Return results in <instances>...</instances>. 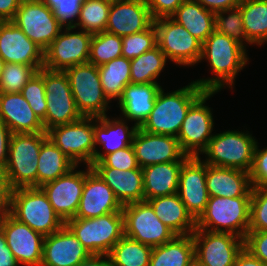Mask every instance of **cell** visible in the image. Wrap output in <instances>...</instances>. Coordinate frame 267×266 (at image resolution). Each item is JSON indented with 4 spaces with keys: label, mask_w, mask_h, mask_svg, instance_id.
I'll use <instances>...</instances> for the list:
<instances>
[{
    "label": "cell",
    "mask_w": 267,
    "mask_h": 266,
    "mask_svg": "<svg viewBox=\"0 0 267 266\" xmlns=\"http://www.w3.org/2000/svg\"><path fill=\"white\" fill-rule=\"evenodd\" d=\"M249 175L252 188L267 187V148L260 150L256 144Z\"/></svg>",
    "instance_id": "c3c4849f"
},
{
    "label": "cell",
    "mask_w": 267,
    "mask_h": 266,
    "mask_svg": "<svg viewBox=\"0 0 267 266\" xmlns=\"http://www.w3.org/2000/svg\"><path fill=\"white\" fill-rule=\"evenodd\" d=\"M47 137V132L12 134L8 162L0 173L11 190L37 187L38 156Z\"/></svg>",
    "instance_id": "3957f363"
},
{
    "label": "cell",
    "mask_w": 267,
    "mask_h": 266,
    "mask_svg": "<svg viewBox=\"0 0 267 266\" xmlns=\"http://www.w3.org/2000/svg\"><path fill=\"white\" fill-rule=\"evenodd\" d=\"M183 162L159 163L142 168L144 201L177 193Z\"/></svg>",
    "instance_id": "f546056e"
},
{
    "label": "cell",
    "mask_w": 267,
    "mask_h": 266,
    "mask_svg": "<svg viewBox=\"0 0 267 266\" xmlns=\"http://www.w3.org/2000/svg\"><path fill=\"white\" fill-rule=\"evenodd\" d=\"M4 65H5V62H4V60L0 57V76L2 75Z\"/></svg>",
    "instance_id": "94428289"
},
{
    "label": "cell",
    "mask_w": 267,
    "mask_h": 266,
    "mask_svg": "<svg viewBox=\"0 0 267 266\" xmlns=\"http://www.w3.org/2000/svg\"><path fill=\"white\" fill-rule=\"evenodd\" d=\"M0 266H18L10 248L7 246V241L4 233L0 229Z\"/></svg>",
    "instance_id": "11a10c76"
},
{
    "label": "cell",
    "mask_w": 267,
    "mask_h": 266,
    "mask_svg": "<svg viewBox=\"0 0 267 266\" xmlns=\"http://www.w3.org/2000/svg\"><path fill=\"white\" fill-rule=\"evenodd\" d=\"M111 0H84L79 11L78 22L73 28L80 26L83 31L92 34L106 30Z\"/></svg>",
    "instance_id": "f35d334b"
},
{
    "label": "cell",
    "mask_w": 267,
    "mask_h": 266,
    "mask_svg": "<svg viewBox=\"0 0 267 266\" xmlns=\"http://www.w3.org/2000/svg\"><path fill=\"white\" fill-rule=\"evenodd\" d=\"M104 257V259H103ZM77 266H111L107 255H91Z\"/></svg>",
    "instance_id": "680465c9"
},
{
    "label": "cell",
    "mask_w": 267,
    "mask_h": 266,
    "mask_svg": "<svg viewBox=\"0 0 267 266\" xmlns=\"http://www.w3.org/2000/svg\"><path fill=\"white\" fill-rule=\"evenodd\" d=\"M93 117L53 127L47 131L48 138L77 166L85 162L93 166L95 154Z\"/></svg>",
    "instance_id": "7c38bea8"
},
{
    "label": "cell",
    "mask_w": 267,
    "mask_h": 266,
    "mask_svg": "<svg viewBox=\"0 0 267 266\" xmlns=\"http://www.w3.org/2000/svg\"><path fill=\"white\" fill-rule=\"evenodd\" d=\"M161 88L158 83H129L118 99L125 118L136 121L135 125L140 128L154 108L156 96Z\"/></svg>",
    "instance_id": "f1b7e54d"
},
{
    "label": "cell",
    "mask_w": 267,
    "mask_h": 266,
    "mask_svg": "<svg viewBox=\"0 0 267 266\" xmlns=\"http://www.w3.org/2000/svg\"><path fill=\"white\" fill-rule=\"evenodd\" d=\"M93 166H107L120 170L142 169L139 167L132 145L105 155Z\"/></svg>",
    "instance_id": "bcb514c9"
},
{
    "label": "cell",
    "mask_w": 267,
    "mask_h": 266,
    "mask_svg": "<svg viewBox=\"0 0 267 266\" xmlns=\"http://www.w3.org/2000/svg\"><path fill=\"white\" fill-rule=\"evenodd\" d=\"M43 0H20L21 3L24 2H42Z\"/></svg>",
    "instance_id": "6125c7cd"
},
{
    "label": "cell",
    "mask_w": 267,
    "mask_h": 266,
    "mask_svg": "<svg viewBox=\"0 0 267 266\" xmlns=\"http://www.w3.org/2000/svg\"><path fill=\"white\" fill-rule=\"evenodd\" d=\"M156 216L176 235H189L196 229V220L188 212L177 193L147 200Z\"/></svg>",
    "instance_id": "4dcf8cb0"
},
{
    "label": "cell",
    "mask_w": 267,
    "mask_h": 266,
    "mask_svg": "<svg viewBox=\"0 0 267 266\" xmlns=\"http://www.w3.org/2000/svg\"><path fill=\"white\" fill-rule=\"evenodd\" d=\"M0 57L5 63L31 65L37 71L44 65V50L11 21L0 23Z\"/></svg>",
    "instance_id": "44dd1931"
},
{
    "label": "cell",
    "mask_w": 267,
    "mask_h": 266,
    "mask_svg": "<svg viewBox=\"0 0 267 266\" xmlns=\"http://www.w3.org/2000/svg\"><path fill=\"white\" fill-rule=\"evenodd\" d=\"M234 266H267L247 249L243 248L238 254Z\"/></svg>",
    "instance_id": "6f0895ef"
},
{
    "label": "cell",
    "mask_w": 267,
    "mask_h": 266,
    "mask_svg": "<svg viewBox=\"0 0 267 266\" xmlns=\"http://www.w3.org/2000/svg\"><path fill=\"white\" fill-rule=\"evenodd\" d=\"M157 31V46L172 62L179 65H194L200 62L202 42L171 17L154 19Z\"/></svg>",
    "instance_id": "8fae6325"
},
{
    "label": "cell",
    "mask_w": 267,
    "mask_h": 266,
    "mask_svg": "<svg viewBox=\"0 0 267 266\" xmlns=\"http://www.w3.org/2000/svg\"><path fill=\"white\" fill-rule=\"evenodd\" d=\"M167 58L161 49L156 46L138 57L130 60L131 83L149 84L157 83L155 79L160 75Z\"/></svg>",
    "instance_id": "74e56055"
},
{
    "label": "cell",
    "mask_w": 267,
    "mask_h": 266,
    "mask_svg": "<svg viewBox=\"0 0 267 266\" xmlns=\"http://www.w3.org/2000/svg\"><path fill=\"white\" fill-rule=\"evenodd\" d=\"M11 189L0 174V222L9 214Z\"/></svg>",
    "instance_id": "db71d44e"
},
{
    "label": "cell",
    "mask_w": 267,
    "mask_h": 266,
    "mask_svg": "<svg viewBox=\"0 0 267 266\" xmlns=\"http://www.w3.org/2000/svg\"><path fill=\"white\" fill-rule=\"evenodd\" d=\"M152 247L123 236L107 254L111 266H148Z\"/></svg>",
    "instance_id": "8d00e7d4"
},
{
    "label": "cell",
    "mask_w": 267,
    "mask_h": 266,
    "mask_svg": "<svg viewBox=\"0 0 267 266\" xmlns=\"http://www.w3.org/2000/svg\"><path fill=\"white\" fill-rule=\"evenodd\" d=\"M244 47L232 38L214 30L202 43L200 61L210 62L213 74L210 79L194 81L205 91H219L224 85H233L236 75L248 61Z\"/></svg>",
    "instance_id": "6da1fadb"
},
{
    "label": "cell",
    "mask_w": 267,
    "mask_h": 266,
    "mask_svg": "<svg viewBox=\"0 0 267 266\" xmlns=\"http://www.w3.org/2000/svg\"><path fill=\"white\" fill-rule=\"evenodd\" d=\"M112 189L120 204L144 201L142 169L120 170L107 166H92Z\"/></svg>",
    "instance_id": "83f0119b"
},
{
    "label": "cell",
    "mask_w": 267,
    "mask_h": 266,
    "mask_svg": "<svg viewBox=\"0 0 267 266\" xmlns=\"http://www.w3.org/2000/svg\"><path fill=\"white\" fill-rule=\"evenodd\" d=\"M185 0H146L153 19L170 17Z\"/></svg>",
    "instance_id": "f907efd6"
},
{
    "label": "cell",
    "mask_w": 267,
    "mask_h": 266,
    "mask_svg": "<svg viewBox=\"0 0 267 266\" xmlns=\"http://www.w3.org/2000/svg\"><path fill=\"white\" fill-rule=\"evenodd\" d=\"M65 225L91 255H107L124 236L123 212H113L96 218H73Z\"/></svg>",
    "instance_id": "8992f818"
},
{
    "label": "cell",
    "mask_w": 267,
    "mask_h": 266,
    "mask_svg": "<svg viewBox=\"0 0 267 266\" xmlns=\"http://www.w3.org/2000/svg\"><path fill=\"white\" fill-rule=\"evenodd\" d=\"M7 246L18 264L41 266L44 236L8 214L1 222Z\"/></svg>",
    "instance_id": "ffe728a7"
},
{
    "label": "cell",
    "mask_w": 267,
    "mask_h": 266,
    "mask_svg": "<svg viewBox=\"0 0 267 266\" xmlns=\"http://www.w3.org/2000/svg\"><path fill=\"white\" fill-rule=\"evenodd\" d=\"M9 214L44 237L60 230L65 225L40 187L12 189Z\"/></svg>",
    "instance_id": "277c9868"
},
{
    "label": "cell",
    "mask_w": 267,
    "mask_h": 266,
    "mask_svg": "<svg viewBox=\"0 0 267 266\" xmlns=\"http://www.w3.org/2000/svg\"><path fill=\"white\" fill-rule=\"evenodd\" d=\"M11 22L44 51L64 27L43 1L20 3Z\"/></svg>",
    "instance_id": "5bb4252c"
},
{
    "label": "cell",
    "mask_w": 267,
    "mask_h": 266,
    "mask_svg": "<svg viewBox=\"0 0 267 266\" xmlns=\"http://www.w3.org/2000/svg\"><path fill=\"white\" fill-rule=\"evenodd\" d=\"M229 12L230 14H228L227 17L223 16V14L226 15V13ZM214 26L217 32L227 35L244 48H246L243 43L244 41L247 42V44H252L246 36L242 20V11L239 7L216 12Z\"/></svg>",
    "instance_id": "60d3db41"
},
{
    "label": "cell",
    "mask_w": 267,
    "mask_h": 266,
    "mask_svg": "<svg viewBox=\"0 0 267 266\" xmlns=\"http://www.w3.org/2000/svg\"><path fill=\"white\" fill-rule=\"evenodd\" d=\"M44 51V68L64 71L66 68L88 62L92 33H71L73 27L66 26Z\"/></svg>",
    "instance_id": "2e32d148"
},
{
    "label": "cell",
    "mask_w": 267,
    "mask_h": 266,
    "mask_svg": "<svg viewBox=\"0 0 267 266\" xmlns=\"http://www.w3.org/2000/svg\"><path fill=\"white\" fill-rule=\"evenodd\" d=\"M238 7L248 40L257 45L267 42V0H242Z\"/></svg>",
    "instance_id": "d590c367"
},
{
    "label": "cell",
    "mask_w": 267,
    "mask_h": 266,
    "mask_svg": "<svg viewBox=\"0 0 267 266\" xmlns=\"http://www.w3.org/2000/svg\"><path fill=\"white\" fill-rule=\"evenodd\" d=\"M195 258L203 266H234L244 248V238L231 233L195 229L192 233Z\"/></svg>",
    "instance_id": "9a60e30c"
},
{
    "label": "cell",
    "mask_w": 267,
    "mask_h": 266,
    "mask_svg": "<svg viewBox=\"0 0 267 266\" xmlns=\"http://www.w3.org/2000/svg\"><path fill=\"white\" fill-rule=\"evenodd\" d=\"M38 72L43 76L46 92L47 111L42 120L45 131L81 119L83 116L77 109L66 73L44 67Z\"/></svg>",
    "instance_id": "ba28073f"
},
{
    "label": "cell",
    "mask_w": 267,
    "mask_h": 266,
    "mask_svg": "<svg viewBox=\"0 0 267 266\" xmlns=\"http://www.w3.org/2000/svg\"><path fill=\"white\" fill-rule=\"evenodd\" d=\"M177 194L192 217L197 220L209 200L206 186V163L189 156L182 164Z\"/></svg>",
    "instance_id": "ac0fdd59"
},
{
    "label": "cell",
    "mask_w": 267,
    "mask_h": 266,
    "mask_svg": "<svg viewBox=\"0 0 267 266\" xmlns=\"http://www.w3.org/2000/svg\"><path fill=\"white\" fill-rule=\"evenodd\" d=\"M132 146L140 168L150 165L185 161L186 155L179 144L177 137L162 134H153L137 129Z\"/></svg>",
    "instance_id": "d6986e66"
},
{
    "label": "cell",
    "mask_w": 267,
    "mask_h": 266,
    "mask_svg": "<svg viewBox=\"0 0 267 266\" xmlns=\"http://www.w3.org/2000/svg\"><path fill=\"white\" fill-rule=\"evenodd\" d=\"M170 17L202 43L215 30V13L195 0H185Z\"/></svg>",
    "instance_id": "1f68e13d"
},
{
    "label": "cell",
    "mask_w": 267,
    "mask_h": 266,
    "mask_svg": "<svg viewBox=\"0 0 267 266\" xmlns=\"http://www.w3.org/2000/svg\"><path fill=\"white\" fill-rule=\"evenodd\" d=\"M68 76L77 109L84 117H102L110 100L103 92L98 66L78 64L64 70Z\"/></svg>",
    "instance_id": "9c48e42d"
},
{
    "label": "cell",
    "mask_w": 267,
    "mask_h": 266,
    "mask_svg": "<svg viewBox=\"0 0 267 266\" xmlns=\"http://www.w3.org/2000/svg\"><path fill=\"white\" fill-rule=\"evenodd\" d=\"M76 167L40 187L64 223L75 217L83 193L85 171L75 172Z\"/></svg>",
    "instance_id": "e0dca14e"
},
{
    "label": "cell",
    "mask_w": 267,
    "mask_h": 266,
    "mask_svg": "<svg viewBox=\"0 0 267 266\" xmlns=\"http://www.w3.org/2000/svg\"><path fill=\"white\" fill-rule=\"evenodd\" d=\"M214 13L238 7L242 0H195Z\"/></svg>",
    "instance_id": "f5cc1de1"
},
{
    "label": "cell",
    "mask_w": 267,
    "mask_h": 266,
    "mask_svg": "<svg viewBox=\"0 0 267 266\" xmlns=\"http://www.w3.org/2000/svg\"><path fill=\"white\" fill-rule=\"evenodd\" d=\"M122 57V37L106 31L92 35L88 62L100 66Z\"/></svg>",
    "instance_id": "ab89813d"
},
{
    "label": "cell",
    "mask_w": 267,
    "mask_h": 266,
    "mask_svg": "<svg viewBox=\"0 0 267 266\" xmlns=\"http://www.w3.org/2000/svg\"><path fill=\"white\" fill-rule=\"evenodd\" d=\"M257 141L249 133L224 131L212 136L202 154L204 162L217 167L241 169L250 172Z\"/></svg>",
    "instance_id": "52a82bcc"
},
{
    "label": "cell",
    "mask_w": 267,
    "mask_h": 266,
    "mask_svg": "<svg viewBox=\"0 0 267 266\" xmlns=\"http://www.w3.org/2000/svg\"><path fill=\"white\" fill-rule=\"evenodd\" d=\"M34 113L43 120L46 116L47 101L43 76L37 71L20 92Z\"/></svg>",
    "instance_id": "ee69618b"
},
{
    "label": "cell",
    "mask_w": 267,
    "mask_h": 266,
    "mask_svg": "<svg viewBox=\"0 0 267 266\" xmlns=\"http://www.w3.org/2000/svg\"><path fill=\"white\" fill-rule=\"evenodd\" d=\"M20 0H0V19L11 21L20 6Z\"/></svg>",
    "instance_id": "9f6ffc18"
},
{
    "label": "cell",
    "mask_w": 267,
    "mask_h": 266,
    "mask_svg": "<svg viewBox=\"0 0 267 266\" xmlns=\"http://www.w3.org/2000/svg\"><path fill=\"white\" fill-rule=\"evenodd\" d=\"M194 258L192 234L176 235L171 241L152 247L148 266H188Z\"/></svg>",
    "instance_id": "d6a6232c"
},
{
    "label": "cell",
    "mask_w": 267,
    "mask_h": 266,
    "mask_svg": "<svg viewBox=\"0 0 267 266\" xmlns=\"http://www.w3.org/2000/svg\"><path fill=\"white\" fill-rule=\"evenodd\" d=\"M122 207L112 189L87 165L83 193L74 218H96L108 213L122 212Z\"/></svg>",
    "instance_id": "7402d4cb"
},
{
    "label": "cell",
    "mask_w": 267,
    "mask_h": 266,
    "mask_svg": "<svg viewBox=\"0 0 267 266\" xmlns=\"http://www.w3.org/2000/svg\"><path fill=\"white\" fill-rule=\"evenodd\" d=\"M188 266H203L196 258H194Z\"/></svg>",
    "instance_id": "91938a15"
},
{
    "label": "cell",
    "mask_w": 267,
    "mask_h": 266,
    "mask_svg": "<svg viewBox=\"0 0 267 266\" xmlns=\"http://www.w3.org/2000/svg\"><path fill=\"white\" fill-rule=\"evenodd\" d=\"M248 231H267V187L252 188Z\"/></svg>",
    "instance_id": "f6af8a7d"
},
{
    "label": "cell",
    "mask_w": 267,
    "mask_h": 266,
    "mask_svg": "<svg viewBox=\"0 0 267 266\" xmlns=\"http://www.w3.org/2000/svg\"><path fill=\"white\" fill-rule=\"evenodd\" d=\"M205 92L194 81L171 93L161 88L154 108L140 129L177 137L190 106Z\"/></svg>",
    "instance_id": "7a4b0ae2"
},
{
    "label": "cell",
    "mask_w": 267,
    "mask_h": 266,
    "mask_svg": "<svg viewBox=\"0 0 267 266\" xmlns=\"http://www.w3.org/2000/svg\"><path fill=\"white\" fill-rule=\"evenodd\" d=\"M206 186L209 196H251L252 184L249 172L236 168L206 164Z\"/></svg>",
    "instance_id": "484cf974"
},
{
    "label": "cell",
    "mask_w": 267,
    "mask_h": 266,
    "mask_svg": "<svg viewBox=\"0 0 267 266\" xmlns=\"http://www.w3.org/2000/svg\"><path fill=\"white\" fill-rule=\"evenodd\" d=\"M124 235L142 244L156 247L171 241L176 234L155 214L147 201L123 205Z\"/></svg>",
    "instance_id": "30bf717a"
},
{
    "label": "cell",
    "mask_w": 267,
    "mask_h": 266,
    "mask_svg": "<svg viewBox=\"0 0 267 266\" xmlns=\"http://www.w3.org/2000/svg\"><path fill=\"white\" fill-rule=\"evenodd\" d=\"M250 202L251 196H210L205 210L196 220V228L245 238L250 224Z\"/></svg>",
    "instance_id": "5b68a950"
},
{
    "label": "cell",
    "mask_w": 267,
    "mask_h": 266,
    "mask_svg": "<svg viewBox=\"0 0 267 266\" xmlns=\"http://www.w3.org/2000/svg\"><path fill=\"white\" fill-rule=\"evenodd\" d=\"M131 64L125 57H119L98 66L101 86L109 100L119 99L124 88L131 83Z\"/></svg>",
    "instance_id": "e575fe53"
},
{
    "label": "cell",
    "mask_w": 267,
    "mask_h": 266,
    "mask_svg": "<svg viewBox=\"0 0 267 266\" xmlns=\"http://www.w3.org/2000/svg\"><path fill=\"white\" fill-rule=\"evenodd\" d=\"M217 91H205L189 108L177 136L182 151L199 157L212 138L213 116L205 102Z\"/></svg>",
    "instance_id": "4fadbf2b"
},
{
    "label": "cell",
    "mask_w": 267,
    "mask_h": 266,
    "mask_svg": "<svg viewBox=\"0 0 267 266\" xmlns=\"http://www.w3.org/2000/svg\"><path fill=\"white\" fill-rule=\"evenodd\" d=\"M146 0H111L106 32L124 37L153 24Z\"/></svg>",
    "instance_id": "603a6c76"
},
{
    "label": "cell",
    "mask_w": 267,
    "mask_h": 266,
    "mask_svg": "<svg viewBox=\"0 0 267 266\" xmlns=\"http://www.w3.org/2000/svg\"><path fill=\"white\" fill-rule=\"evenodd\" d=\"M38 158L37 187L57 179L76 166L48 137L42 143Z\"/></svg>",
    "instance_id": "836d02e7"
},
{
    "label": "cell",
    "mask_w": 267,
    "mask_h": 266,
    "mask_svg": "<svg viewBox=\"0 0 267 266\" xmlns=\"http://www.w3.org/2000/svg\"><path fill=\"white\" fill-rule=\"evenodd\" d=\"M130 129L131 130H129L123 119L110 120L107 114L102 117H93L95 143L93 165L99 162L105 155L132 145L138 127L134 124ZM97 144L103 146L105 150L104 154L96 149Z\"/></svg>",
    "instance_id": "4316f807"
},
{
    "label": "cell",
    "mask_w": 267,
    "mask_h": 266,
    "mask_svg": "<svg viewBox=\"0 0 267 266\" xmlns=\"http://www.w3.org/2000/svg\"><path fill=\"white\" fill-rule=\"evenodd\" d=\"M37 72L31 65L5 63L0 76L1 93H20L24 85Z\"/></svg>",
    "instance_id": "b9f144b4"
},
{
    "label": "cell",
    "mask_w": 267,
    "mask_h": 266,
    "mask_svg": "<svg viewBox=\"0 0 267 266\" xmlns=\"http://www.w3.org/2000/svg\"><path fill=\"white\" fill-rule=\"evenodd\" d=\"M244 248L267 265V231H248Z\"/></svg>",
    "instance_id": "681fc988"
},
{
    "label": "cell",
    "mask_w": 267,
    "mask_h": 266,
    "mask_svg": "<svg viewBox=\"0 0 267 266\" xmlns=\"http://www.w3.org/2000/svg\"><path fill=\"white\" fill-rule=\"evenodd\" d=\"M157 46V31L152 24L148 29L122 37V57L134 59Z\"/></svg>",
    "instance_id": "7bdbcfd3"
},
{
    "label": "cell",
    "mask_w": 267,
    "mask_h": 266,
    "mask_svg": "<svg viewBox=\"0 0 267 266\" xmlns=\"http://www.w3.org/2000/svg\"><path fill=\"white\" fill-rule=\"evenodd\" d=\"M84 0H43L53 9L55 16L63 26L73 27L74 18L78 19L81 4Z\"/></svg>",
    "instance_id": "7dc6e473"
},
{
    "label": "cell",
    "mask_w": 267,
    "mask_h": 266,
    "mask_svg": "<svg viewBox=\"0 0 267 266\" xmlns=\"http://www.w3.org/2000/svg\"><path fill=\"white\" fill-rule=\"evenodd\" d=\"M90 256V252L64 225L44 237L41 266H77Z\"/></svg>",
    "instance_id": "cb8c5ba5"
},
{
    "label": "cell",
    "mask_w": 267,
    "mask_h": 266,
    "mask_svg": "<svg viewBox=\"0 0 267 266\" xmlns=\"http://www.w3.org/2000/svg\"><path fill=\"white\" fill-rule=\"evenodd\" d=\"M0 119L13 134L46 132L42 120L21 93L0 92Z\"/></svg>",
    "instance_id": "d4e9b609"
},
{
    "label": "cell",
    "mask_w": 267,
    "mask_h": 266,
    "mask_svg": "<svg viewBox=\"0 0 267 266\" xmlns=\"http://www.w3.org/2000/svg\"><path fill=\"white\" fill-rule=\"evenodd\" d=\"M12 134L7 125L0 119V173L4 170L8 162Z\"/></svg>",
    "instance_id": "816d5d0a"
}]
</instances>
